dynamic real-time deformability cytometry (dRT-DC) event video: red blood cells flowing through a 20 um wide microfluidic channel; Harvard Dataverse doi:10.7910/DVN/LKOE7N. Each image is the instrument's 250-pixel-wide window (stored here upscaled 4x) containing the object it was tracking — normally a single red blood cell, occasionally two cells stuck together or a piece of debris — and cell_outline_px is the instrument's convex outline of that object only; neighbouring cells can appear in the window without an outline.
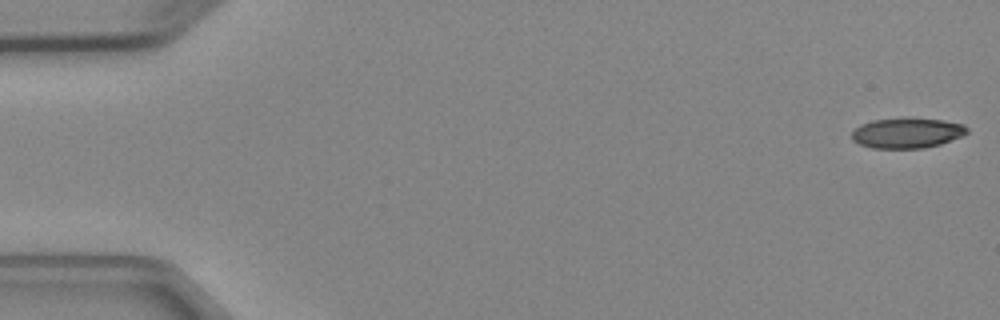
{"species": "Egyptian fruit bat (a non-hibernating species)", "species_latin": "Rousettus aegyptiacus", "temperature_condition": "cold", "stored_images_in_passage": 4, "camera_frame_rate_fps": 3000, "um_per_image_px": 0.085, "animal": {"sex": "female"}, "frame": {"image": 1, "passage_image": 1, "time_ms": 0.0, "image_size_px": [1000, 320], "cell_outline_px": [[968, 132], [960, 136], [940, 144], [920, 148], [872, 148], [860, 144], [852, 140], [852, 132], [860, 124], [872, 120], [944, 120], [964, 124], [968, 128]], "centroid_in_image_um": [77.08, 11.33], "position_along_channel_um": 7.9, "area_um2": 19.59}}
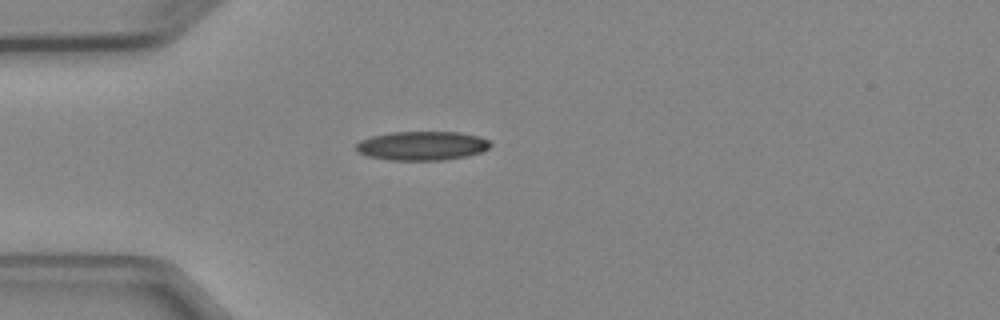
{"frame": {"image": 2, "passage_image": 4, "time_ms": 4.333, "image_size_px": [1000, 320], "cell_outline_px": [[492, 144], [488, 148], [480, 152], [464, 156], [444, 160], [392, 160], [368, 156], [356, 152], [356, 144], [360, 140], [372, 136], [392, 132], [460, 132], [480, 136], [488, 140]], "centroid_in_image_um": [35.86, 12.38], "position_along_channel_um": 49.1, "area_um2": 22.66}}